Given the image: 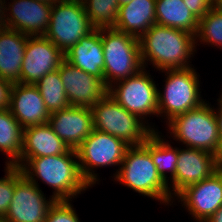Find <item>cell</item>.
Returning <instances> with one entry per match:
<instances>
[{"instance_id": "cell-3", "label": "cell", "mask_w": 222, "mask_h": 222, "mask_svg": "<svg viewBox=\"0 0 222 222\" xmlns=\"http://www.w3.org/2000/svg\"><path fill=\"white\" fill-rule=\"evenodd\" d=\"M117 174L113 177V181L119 185L136 193L147 196L160 204L176 205L174 198L170 194L168 183H166L152 161L150 155V136L142 145L130 146L123 158Z\"/></svg>"}, {"instance_id": "cell-4", "label": "cell", "mask_w": 222, "mask_h": 222, "mask_svg": "<svg viewBox=\"0 0 222 222\" xmlns=\"http://www.w3.org/2000/svg\"><path fill=\"white\" fill-rule=\"evenodd\" d=\"M208 102V103H207ZM211 102L205 101L199 107L176 115L167 125L168 138L189 147L220 155L222 150L218 135V123Z\"/></svg>"}, {"instance_id": "cell-37", "label": "cell", "mask_w": 222, "mask_h": 222, "mask_svg": "<svg viewBox=\"0 0 222 222\" xmlns=\"http://www.w3.org/2000/svg\"><path fill=\"white\" fill-rule=\"evenodd\" d=\"M215 5L222 10V0H217V1L215 2Z\"/></svg>"}, {"instance_id": "cell-16", "label": "cell", "mask_w": 222, "mask_h": 222, "mask_svg": "<svg viewBox=\"0 0 222 222\" xmlns=\"http://www.w3.org/2000/svg\"><path fill=\"white\" fill-rule=\"evenodd\" d=\"M6 1V26L28 36H43L46 32L53 3L38 0Z\"/></svg>"}, {"instance_id": "cell-24", "label": "cell", "mask_w": 222, "mask_h": 222, "mask_svg": "<svg viewBox=\"0 0 222 222\" xmlns=\"http://www.w3.org/2000/svg\"><path fill=\"white\" fill-rule=\"evenodd\" d=\"M23 137L24 129L9 108L0 110V152L13 166H19Z\"/></svg>"}, {"instance_id": "cell-29", "label": "cell", "mask_w": 222, "mask_h": 222, "mask_svg": "<svg viewBox=\"0 0 222 222\" xmlns=\"http://www.w3.org/2000/svg\"><path fill=\"white\" fill-rule=\"evenodd\" d=\"M5 166V175L0 178V217L6 215L14 194V166L8 160Z\"/></svg>"}, {"instance_id": "cell-1", "label": "cell", "mask_w": 222, "mask_h": 222, "mask_svg": "<svg viewBox=\"0 0 222 222\" xmlns=\"http://www.w3.org/2000/svg\"><path fill=\"white\" fill-rule=\"evenodd\" d=\"M18 167L39 188L38 180L51 187L54 190L52 197L56 201H72L92 188L81 174L77 152L73 149L60 155L20 158Z\"/></svg>"}, {"instance_id": "cell-6", "label": "cell", "mask_w": 222, "mask_h": 222, "mask_svg": "<svg viewBox=\"0 0 222 222\" xmlns=\"http://www.w3.org/2000/svg\"><path fill=\"white\" fill-rule=\"evenodd\" d=\"M104 55V82L109 88L115 82L135 76L144 67L139 39L113 27L101 28Z\"/></svg>"}, {"instance_id": "cell-22", "label": "cell", "mask_w": 222, "mask_h": 222, "mask_svg": "<svg viewBox=\"0 0 222 222\" xmlns=\"http://www.w3.org/2000/svg\"><path fill=\"white\" fill-rule=\"evenodd\" d=\"M69 147L46 123L24 128L21 158H36L64 154Z\"/></svg>"}, {"instance_id": "cell-12", "label": "cell", "mask_w": 222, "mask_h": 222, "mask_svg": "<svg viewBox=\"0 0 222 222\" xmlns=\"http://www.w3.org/2000/svg\"><path fill=\"white\" fill-rule=\"evenodd\" d=\"M174 199L196 222H205L222 207V173L217 170L210 177L191 184Z\"/></svg>"}, {"instance_id": "cell-21", "label": "cell", "mask_w": 222, "mask_h": 222, "mask_svg": "<svg viewBox=\"0 0 222 222\" xmlns=\"http://www.w3.org/2000/svg\"><path fill=\"white\" fill-rule=\"evenodd\" d=\"M28 35L13 29L0 30V77L20 83L21 67Z\"/></svg>"}, {"instance_id": "cell-28", "label": "cell", "mask_w": 222, "mask_h": 222, "mask_svg": "<svg viewBox=\"0 0 222 222\" xmlns=\"http://www.w3.org/2000/svg\"><path fill=\"white\" fill-rule=\"evenodd\" d=\"M91 24L96 28L114 27L118 18V0H82Z\"/></svg>"}, {"instance_id": "cell-32", "label": "cell", "mask_w": 222, "mask_h": 222, "mask_svg": "<svg viewBox=\"0 0 222 222\" xmlns=\"http://www.w3.org/2000/svg\"><path fill=\"white\" fill-rule=\"evenodd\" d=\"M13 83L0 77V110L9 108Z\"/></svg>"}, {"instance_id": "cell-30", "label": "cell", "mask_w": 222, "mask_h": 222, "mask_svg": "<svg viewBox=\"0 0 222 222\" xmlns=\"http://www.w3.org/2000/svg\"><path fill=\"white\" fill-rule=\"evenodd\" d=\"M71 200L55 201L49 208L45 222H81Z\"/></svg>"}, {"instance_id": "cell-7", "label": "cell", "mask_w": 222, "mask_h": 222, "mask_svg": "<svg viewBox=\"0 0 222 222\" xmlns=\"http://www.w3.org/2000/svg\"><path fill=\"white\" fill-rule=\"evenodd\" d=\"M93 127L122 139L130 146L142 145L154 130L139 116L128 112L109 94L91 107Z\"/></svg>"}, {"instance_id": "cell-10", "label": "cell", "mask_w": 222, "mask_h": 222, "mask_svg": "<svg viewBox=\"0 0 222 222\" xmlns=\"http://www.w3.org/2000/svg\"><path fill=\"white\" fill-rule=\"evenodd\" d=\"M149 72L150 69L143 68L135 76L115 82L109 87L108 94L128 112L139 116L154 131H158L149 120L150 117H158L159 84Z\"/></svg>"}, {"instance_id": "cell-26", "label": "cell", "mask_w": 222, "mask_h": 222, "mask_svg": "<svg viewBox=\"0 0 222 222\" xmlns=\"http://www.w3.org/2000/svg\"><path fill=\"white\" fill-rule=\"evenodd\" d=\"M35 86L38 88L50 114L70 106L59 74V68L46 74Z\"/></svg>"}, {"instance_id": "cell-39", "label": "cell", "mask_w": 222, "mask_h": 222, "mask_svg": "<svg viewBox=\"0 0 222 222\" xmlns=\"http://www.w3.org/2000/svg\"><path fill=\"white\" fill-rule=\"evenodd\" d=\"M38 1L46 2V3H54L55 1H58V0H38Z\"/></svg>"}, {"instance_id": "cell-25", "label": "cell", "mask_w": 222, "mask_h": 222, "mask_svg": "<svg viewBox=\"0 0 222 222\" xmlns=\"http://www.w3.org/2000/svg\"><path fill=\"white\" fill-rule=\"evenodd\" d=\"M161 134L158 130L150 135V155L161 178L169 183V179L171 181L175 176L179 147H173L171 144L174 142L166 140L164 137L167 136Z\"/></svg>"}, {"instance_id": "cell-31", "label": "cell", "mask_w": 222, "mask_h": 222, "mask_svg": "<svg viewBox=\"0 0 222 222\" xmlns=\"http://www.w3.org/2000/svg\"><path fill=\"white\" fill-rule=\"evenodd\" d=\"M192 15L200 20L214 5L213 0H183Z\"/></svg>"}, {"instance_id": "cell-23", "label": "cell", "mask_w": 222, "mask_h": 222, "mask_svg": "<svg viewBox=\"0 0 222 222\" xmlns=\"http://www.w3.org/2000/svg\"><path fill=\"white\" fill-rule=\"evenodd\" d=\"M156 24L196 35L199 20L191 14L183 0H156Z\"/></svg>"}, {"instance_id": "cell-19", "label": "cell", "mask_w": 222, "mask_h": 222, "mask_svg": "<svg viewBox=\"0 0 222 222\" xmlns=\"http://www.w3.org/2000/svg\"><path fill=\"white\" fill-rule=\"evenodd\" d=\"M65 60L75 67L104 81V55L101 28L83 37L65 54Z\"/></svg>"}, {"instance_id": "cell-9", "label": "cell", "mask_w": 222, "mask_h": 222, "mask_svg": "<svg viewBox=\"0 0 222 222\" xmlns=\"http://www.w3.org/2000/svg\"><path fill=\"white\" fill-rule=\"evenodd\" d=\"M95 29L82 0H58L53 3L50 22L43 36L65 54Z\"/></svg>"}, {"instance_id": "cell-36", "label": "cell", "mask_w": 222, "mask_h": 222, "mask_svg": "<svg viewBox=\"0 0 222 222\" xmlns=\"http://www.w3.org/2000/svg\"><path fill=\"white\" fill-rule=\"evenodd\" d=\"M218 170L222 173V150L218 156Z\"/></svg>"}, {"instance_id": "cell-18", "label": "cell", "mask_w": 222, "mask_h": 222, "mask_svg": "<svg viewBox=\"0 0 222 222\" xmlns=\"http://www.w3.org/2000/svg\"><path fill=\"white\" fill-rule=\"evenodd\" d=\"M9 110L23 129L46 124L50 117L38 88L33 84L13 83Z\"/></svg>"}, {"instance_id": "cell-11", "label": "cell", "mask_w": 222, "mask_h": 222, "mask_svg": "<svg viewBox=\"0 0 222 222\" xmlns=\"http://www.w3.org/2000/svg\"><path fill=\"white\" fill-rule=\"evenodd\" d=\"M55 201L51 195L47 199L42 189L14 166V194L4 216L7 222H45Z\"/></svg>"}, {"instance_id": "cell-38", "label": "cell", "mask_w": 222, "mask_h": 222, "mask_svg": "<svg viewBox=\"0 0 222 222\" xmlns=\"http://www.w3.org/2000/svg\"><path fill=\"white\" fill-rule=\"evenodd\" d=\"M130 1H132V0H118V3H119V6H121V5L128 3Z\"/></svg>"}, {"instance_id": "cell-14", "label": "cell", "mask_w": 222, "mask_h": 222, "mask_svg": "<svg viewBox=\"0 0 222 222\" xmlns=\"http://www.w3.org/2000/svg\"><path fill=\"white\" fill-rule=\"evenodd\" d=\"M218 170V157L204 150L179 148L177 167L174 178L168 187L175 197L187 186L210 177Z\"/></svg>"}, {"instance_id": "cell-34", "label": "cell", "mask_w": 222, "mask_h": 222, "mask_svg": "<svg viewBox=\"0 0 222 222\" xmlns=\"http://www.w3.org/2000/svg\"><path fill=\"white\" fill-rule=\"evenodd\" d=\"M6 28V0H0V30Z\"/></svg>"}, {"instance_id": "cell-17", "label": "cell", "mask_w": 222, "mask_h": 222, "mask_svg": "<svg viewBox=\"0 0 222 222\" xmlns=\"http://www.w3.org/2000/svg\"><path fill=\"white\" fill-rule=\"evenodd\" d=\"M48 124L69 149L76 150L92 133L93 115L91 108L69 106L50 114Z\"/></svg>"}, {"instance_id": "cell-40", "label": "cell", "mask_w": 222, "mask_h": 222, "mask_svg": "<svg viewBox=\"0 0 222 222\" xmlns=\"http://www.w3.org/2000/svg\"><path fill=\"white\" fill-rule=\"evenodd\" d=\"M0 222H7L4 217H0Z\"/></svg>"}, {"instance_id": "cell-15", "label": "cell", "mask_w": 222, "mask_h": 222, "mask_svg": "<svg viewBox=\"0 0 222 222\" xmlns=\"http://www.w3.org/2000/svg\"><path fill=\"white\" fill-rule=\"evenodd\" d=\"M59 74L70 106L91 108L108 94L109 88L102 79L75 67L65 59Z\"/></svg>"}, {"instance_id": "cell-27", "label": "cell", "mask_w": 222, "mask_h": 222, "mask_svg": "<svg viewBox=\"0 0 222 222\" xmlns=\"http://www.w3.org/2000/svg\"><path fill=\"white\" fill-rule=\"evenodd\" d=\"M200 44H199V43ZM201 44L222 50V10L214 5L198 22L195 47Z\"/></svg>"}, {"instance_id": "cell-33", "label": "cell", "mask_w": 222, "mask_h": 222, "mask_svg": "<svg viewBox=\"0 0 222 222\" xmlns=\"http://www.w3.org/2000/svg\"><path fill=\"white\" fill-rule=\"evenodd\" d=\"M219 98L217 99V104L218 105L216 108L213 106V109L215 111L217 123H218V135L220 139V144L222 147V92L221 95L218 96Z\"/></svg>"}, {"instance_id": "cell-2", "label": "cell", "mask_w": 222, "mask_h": 222, "mask_svg": "<svg viewBox=\"0 0 222 222\" xmlns=\"http://www.w3.org/2000/svg\"><path fill=\"white\" fill-rule=\"evenodd\" d=\"M139 43L143 67L152 64L156 72L191 67L190 60L197 53L194 34L158 24L146 31Z\"/></svg>"}, {"instance_id": "cell-5", "label": "cell", "mask_w": 222, "mask_h": 222, "mask_svg": "<svg viewBox=\"0 0 222 222\" xmlns=\"http://www.w3.org/2000/svg\"><path fill=\"white\" fill-rule=\"evenodd\" d=\"M166 75L162 91L158 89V117L169 122L176 115L199 107L206 101L201 96L199 73L195 67L160 71ZM164 117V118H163Z\"/></svg>"}, {"instance_id": "cell-13", "label": "cell", "mask_w": 222, "mask_h": 222, "mask_svg": "<svg viewBox=\"0 0 222 222\" xmlns=\"http://www.w3.org/2000/svg\"><path fill=\"white\" fill-rule=\"evenodd\" d=\"M64 53L44 36H29L21 67L20 83L35 85L49 72L57 70Z\"/></svg>"}, {"instance_id": "cell-20", "label": "cell", "mask_w": 222, "mask_h": 222, "mask_svg": "<svg viewBox=\"0 0 222 222\" xmlns=\"http://www.w3.org/2000/svg\"><path fill=\"white\" fill-rule=\"evenodd\" d=\"M155 10L156 0H132L119 6L113 28L139 39L156 24Z\"/></svg>"}, {"instance_id": "cell-8", "label": "cell", "mask_w": 222, "mask_h": 222, "mask_svg": "<svg viewBox=\"0 0 222 222\" xmlns=\"http://www.w3.org/2000/svg\"><path fill=\"white\" fill-rule=\"evenodd\" d=\"M130 147L125 141L108 133L93 129L92 133L76 149L79 167L83 178L93 187L99 184V175L96 173L101 167H119L127 149ZM95 169V170H94Z\"/></svg>"}, {"instance_id": "cell-35", "label": "cell", "mask_w": 222, "mask_h": 222, "mask_svg": "<svg viewBox=\"0 0 222 222\" xmlns=\"http://www.w3.org/2000/svg\"><path fill=\"white\" fill-rule=\"evenodd\" d=\"M205 222H222V207L217 209Z\"/></svg>"}]
</instances>
